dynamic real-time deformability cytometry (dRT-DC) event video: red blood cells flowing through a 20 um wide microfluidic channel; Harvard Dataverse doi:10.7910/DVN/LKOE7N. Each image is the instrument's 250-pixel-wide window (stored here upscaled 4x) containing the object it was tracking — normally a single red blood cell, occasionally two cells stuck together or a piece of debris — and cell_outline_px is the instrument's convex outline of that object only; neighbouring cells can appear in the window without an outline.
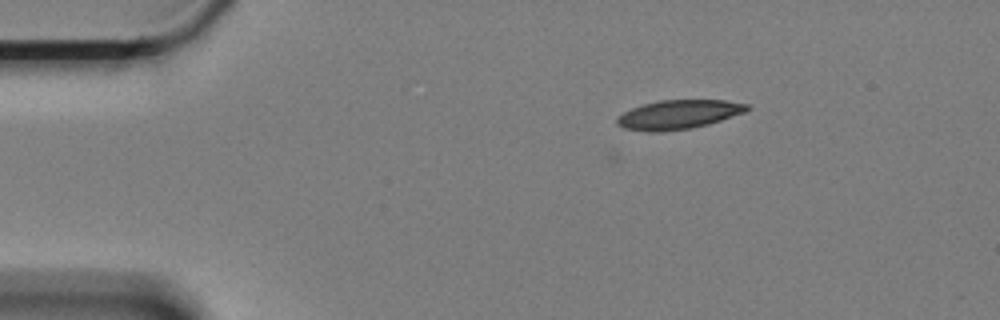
{"species": "Egyptian fruit bat (a non-hibernating species)", "species_latin": "Rousettus aegyptiacus", "temperature_condition": "cold", "stored_images_in_passage": 2, "camera_frame_rate_fps": 3000, "um_per_image_px": 0.085, "animal": {"sex": "female"}, "frame": {"image": 1, "passage_image": 2, "time_ms": 0.333, "image_size_px": [1000, 320], "cell_outline_px": [[748, 108], [744, 112], [708, 124], [692, 128], [660, 132], [648, 132], [624, 128], [616, 124], [616, 120], [624, 112], [632, 108], [644, 104], [660, 100], [724, 100], [748, 104]], "centroid_in_image_um": [57.64, 9.74], "position_along_channel_um": 27.4, "area_um2": 21.79}}